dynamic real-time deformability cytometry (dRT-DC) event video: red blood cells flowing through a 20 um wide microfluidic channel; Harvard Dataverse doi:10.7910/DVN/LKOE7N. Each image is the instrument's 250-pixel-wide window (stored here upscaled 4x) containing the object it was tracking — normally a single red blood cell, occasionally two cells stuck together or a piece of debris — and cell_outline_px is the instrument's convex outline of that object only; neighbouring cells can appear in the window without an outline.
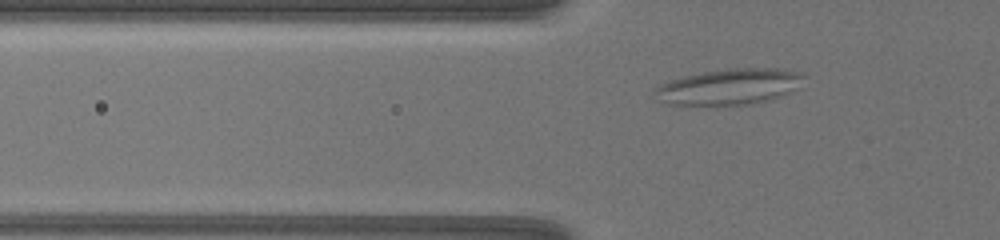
{"species": "common noctule bat (a hibernating species)", "species_latin": "Nyctalus noctula", "temperature_condition": "warm", "stored_images_in_passage": 22, "camera_frame_rate_fps": 3000, "um_per_image_px": 0.085, "animal": {"sex": "female", "body_mass_g": 19.5, "forearm_length_mm": 54.1}, "frame": {"image": 1, "passage_image": 10, "time_ms": 3.0, "image_size_px": [1000, 240], "cell_outline_px": [[804, 76], [796, 88], [768, 100], [748, 104], [668, 104], [656, 92], [656, 88], [660, 84], [668, 80], [684, 76], [704, 72], [732, 68], [784, 68], [804, 72]], "centroid_in_image_um": [62.05, 7.33], "position_along_channel_um": 63.7, "area_um2": 30.35}}
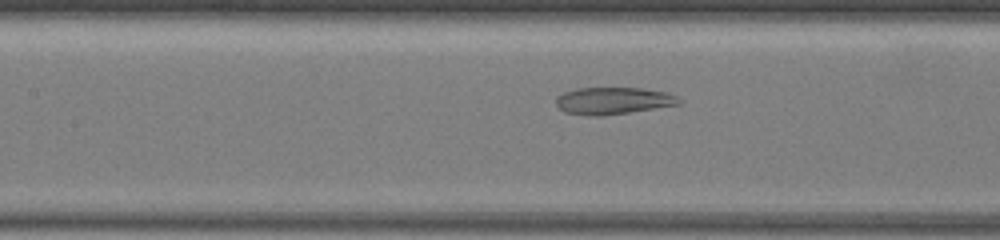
{"frame": {"image": 2, "passage_image": 19, "time_ms": 6.0, "image_size_px": [1000, 240], "cell_outline_px": [[680, 104], [628, 112], [600, 116], [588, 116], [564, 112], [556, 104], [556, 96], [564, 92], [576, 88], [644, 88], [668, 92], [676, 96], [680, 100]], "centroid_in_image_um": [52.09, 8.55], "position_along_channel_um": 155.3, "area_um2": 19.36}}
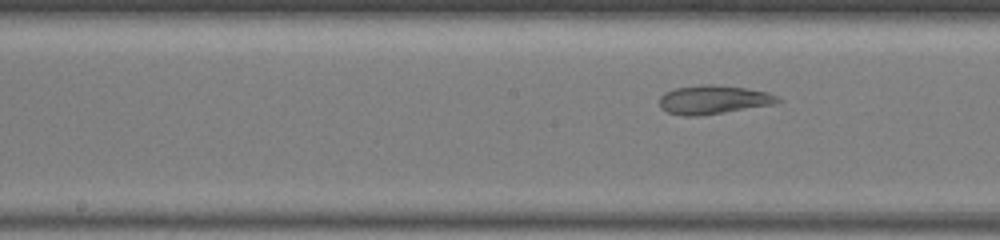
{"frame": {"image": 3, "passage_image": 22, "time_ms": 7.0, "image_size_px": [1000, 240], "cell_outline_px": [[780, 100], [772, 104], [696, 116], [684, 116], [668, 112], [660, 108], [660, 96], [664, 92], [676, 88], [700, 84], [712, 84], [748, 88], [768, 92], [776, 96]], "centroid_in_image_um": [60.58, 8.45], "position_along_channel_um": 187.6, "area_um2": 19.54}}